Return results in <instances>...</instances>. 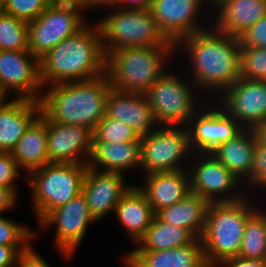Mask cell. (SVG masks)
<instances>
[{
    "instance_id": "ffe728a7",
    "label": "cell",
    "mask_w": 266,
    "mask_h": 267,
    "mask_svg": "<svg viewBox=\"0 0 266 267\" xmlns=\"http://www.w3.org/2000/svg\"><path fill=\"white\" fill-rule=\"evenodd\" d=\"M139 190L145 195L155 213L171 206L191 193L188 170L155 172L144 175Z\"/></svg>"
},
{
    "instance_id": "d6986e66",
    "label": "cell",
    "mask_w": 266,
    "mask_h": 267,
    "mask_svg": "<svg viewBox=\"0 0 266 267\" xmlns=\"http://www.w3.org/2000/svg\"><path fill=\"white\" fill-rule=\"evenodd\" d=\"M106 116L128 124L140 137L158 126L145 94L111 89L106 102Z\"/></svg>"
},
{
    "instance_id": "7dc6e473",
    "label": "cell",
    "mask_w": 266,
    "mask_h": 267,
    "mask_svg": "<svg viewBox=\"0 0 266 267\" xmlns=\"http://www.w3.org/2000/svg\"><path fill=\"white\" fill-rule=\"evenodd\" d=\"M223 0H207L208 5L210 7V13L211 11H213V9H215ZM214 7V8H213ZM212 8V9H211Z\"/></svg>"
},
{
    "instance_id": "60d3db41",
    "label": "cell",
    "mask_w": 266,
    "mask_h": 267,
    "mask_svg": "<svg viewBox=\"0 0 266 267\" xmlns=\"http://www.w3.org/2000/svg\"><path fill=\"white\" fill-rule=\"evenodd\" d=\"M28 246H4L0 245V266L13 264L17 260L18 253Z\"/></svg>"
},
{
    "instance_id": "d6a6232c",
    "label": "cell",
    "mask_w": 266,
    "mask_h": 267,
    "mask_svg": "<svg viewBox=\"0 0 266 267\" xmlns=\"http://www.w3.org/2000/svg\"><path fill=\"white\" fill-rule=\"evenodd\" d=\"M240 78L266 81V48H240Z\"/></svg>"
},
{
    "instance_id": "7bdbcfd3",
    "label": "cell",
    "mask_w": 266,
    "mask_h": 267,
    "mask_svg": "<svg viewBox=\"0 0 266 267\" xmlns=\"http://www.w3.org/2000/svg\"><path fill=\"white\" fill-rule=\"evenodd\" d=\"M151 0H116V6L124 9L145 10L149 9Z\"/></svg>"
},
{
    "instance_id": "7c38bea8",
    "label": "cell",
    "mask_w": 266,
    "mask_h": 267,
    "mask_svg": "<svg viewBox=\"0 0 266 267\" xmlns=\"http://www.w3.org/2000/svg\"><path fill=\"white\" fill-rule=\"evenodd\" d=\"M96 222L81 192L65 205L52 210L38 225L46 230L56 226L54 245L66 260L75 254L88 227Z\"/></svg>"
},
{
    "instance_id": "83f0119b",
    "label": "cell",
    "mask_w": 266,
    "mask_h": 267,
    "mask_svg": "<svg viewBox=\"0 0 266 267\" xmlns=\"http://www.w3.org/2000/svg\"><path fill=\"white\" fill-rule=\"evenodd\" d=\"M210 202L199 194L189 193L181 201L162 208L156 216L163 222L189 230L200 238L206 225Z\"/></svg>"
},
{
    "instance_id": "ba28073f",
    "label": "cell",
    "mask_w": 266,
    "mask_h": 267,
    "mask_svg": "<svg viewBox=\"0 0 266 267\" xmlns=\"http://www.w3.org/2000/svg\"><path fill=\"white\" fill-rule=\"evenodd\" d=\"M170 71L156 80L145 95L158 126L187 127L190 118L208 99L204 100L207 96L198 92L190 78L183 77L186 75L181 77L176 70Z\"/></svg>"
},
{
    "instance_id": "c3c4849f",
    "label": "cell",
    "mask_w": 266,
    "mask_h": 267,
    "mask_svg": "<svg viewBox=\"0 0 266 267\" xmlns=\"http://www.w3.org/2000/svg\"><path fill=\"white\" fill-rule=\"evenodd\" d=\"M8 100V96L0 89V106Z\"/></svg>"
},
{
    "instance_id": "cb8c5ba5",
    "label": "cell",
    "mask_w": 266,
    "mask_h": 267,
    "mask_svg": "<svg viewBox=\"0 0 266 267\" xmlns=\"http://www.w3.org/2000/svg\"><path fill=\"white\" fill-rule=\"evenodd\" d=\"M140 152V142L92 141L87 166L98 171L126 175L127 170L140 169Z\"/></svg>"
},
{
    "instance_id": "7402d4cb",
    "label": "cell",
    "mask_w": 266,
    "mask_h": 267,
    "mask_svg": "<svg viewBox=\"0 0 266 267\" xmlns=\"http://www.w3.org/2000/svg\"><path fill=\"white\" fill-rule=\"evenodd\" d=\"M125 267H208L201 239L191 245L160 251H129L122 257Z\"/></svg>"
},
{
    "instance_id": "9c48e42d",
    "label": "cell",
    "mask_w": 266,
    "mask_h": 267,
    "mask_svg": "<svg viewBox=\"0 0 266 267\" xmlns=\"http://www.w3.org/2000/svg\"><path fill=\"white\" fill-rule=\"evenodd\" d=\"M140 151L143 175L187 169L193 155L188 129L180 126H157L140 137Z\"/></svg>"
},
{
    "instance_id": "9a60e30c",
    "label": "cell",
    "mask_w": 266,
    "mask_h": 267,
    "mask_svg": "<svg viewBox=\"0 0 266 267\" xmlns=\"http://www.w3.org/2000/svg\"><path fill=\"white\" fill-rule=\"evenodd\" d=\"M207 4V0H151L149 10L164 36L176 45L182 38L210 27L206 25L209 22L200 21Z\"/></svg>"
},
{
    "instance_id": "8fae6325",
    "label": "cell",
    "mask_w": 266,
    "mask_h": 267,
    "mask_svg": "<svg viewBox=\"0 0 266 267\" xmlns=\"http://www.w3.org/2000/svg\"><path fill=\"white\" fill-rule=\"evenodd\" d=\"M187 170L191 192L210 203L234 202L247 195L241 181L211 153H193Z\"/></svg>"
},
{
    "instance_id": "ab89813d",
    "label": "cell",
    "mask_w": 266,
    "mask_h": 267,
    "mask_svg": "<svg viewBox=\"0 0 266 267\" xmlns=\"http://www.w3.org/2000/svg\"><path fill=\"white\" fill-rule=\"evenodd\" d=\"M215 267H266V260L243 259L236 256L221 261Z\"/></svg>"
},
{
    "instance_id": "f6af8a7d",
    "label": "cell",
    "mask_w": 266,
    "mask_h": 267,
    "mask_svg": "<svg viewBox=\"0 0 266 267\" xmlns=\"http://www.w3.org/2000/svg\"><path fill=\"white\" fill-rule=\"evenodd\" d=\"M257 139L266 145V121L262 122L259 126L254 129Z\"/></svg>"
},
{
    "instance_id": "2e32d148",
    "label": "cell",
    "mask_w": 266,
    "mask_h": 267,
    "mask_svg": "<svg viewBox=\"0 0 266 267\" xmlns=\"http://www.w3.org/2000/svg\"><path fill=\"white\" fill-rule=\"evenodd\" d=\"M216 102L244 129L266 121V81L240 78Z\"/></svg>"
},
{
    "instance_id": "30bf717a",
    "label": "cell",
    "mask_w": 266,
    "mask_h": 267,
    "mask_svg": "<svg viewBox=\"0 0 266 267\" xmlns=\"http://www.w3.org/2000/svg\"><path fill=\"white\" fill-rule=\"evenodd\" d=\"M85 10L76 4H51L28 23V50L39 60L87 24Z\"/></svg>"
},
{
    "instance_id": "74e56055",
    "label": "cell",
    "mask_w": 266,
    "mask_h": 267,
    "mask_svg": "<svg viewBox=\"0 0 266 267\" xmlns=\"http://www.w3.org/2000/svg\"><path fill=\"white\" fill-rule=\"evenodd\" d=\"M238 38L240 48H266V16L256 21Z\"/></svg>"
},
{
    "instance_id": "277c9868",
    "label": "cell",
    "mask_w": 266,
    "mask_h": 267,
    "mask_svg": "<svg viewBox=\"0 0 266 267\" xmlns=\"http://www.w3.org/2000/svg\"><path fill=\"white\" fill-rule=\"evenodd\" d=\"M249 195L234 202L209 204L206 225L200 237L208 267H215L227 258L238 256L247 219L260 207L255 200L252 201V194Z\"/></svg>"
},
{
    "instance_id": "836d02e7",
    "label": "cell",
    "mask_w": 266,
    "mask_h": 267,
    "mask_svg": "<svg viewBox=\"0 0 266 267\" xmlns=\"http://www.w3.org/2000/svg\"><path fill=\"white\" fill-rule=\"evenodd\" d=\"M38 234L36 230L0 215V245L29 246Z\"/></svg>"
},
{
    "instance_id": "5bb4252c",
    "label": "cell",
    "mask_w": 266,
    "mask_h": 267,
    "mask_svg": "<svg viewBox=\"0 0 266 267\" xmlns=\"http://www.w3.org/2000/svg\"><path fill=\"white\" fill-rule=\"evenodd\" d=\"M0 89L9 97L39 101V60L29 50H0ZM14 93V94H12Z\"/></svg>"
},
{
    "instance_id": "4dcf8cb0",
    "label": "cell",
    "mask_w": 266,
    "mask_h": 267,
    "mask_svg": "<svg viewBox=\"0 0 266 267\" xmlns=\"http://www.w3.org/2000/svg\"><path fill=\"white\" fill-rule=\"evenodd\" d=\"M28 23L0 12V50H28Z\"/></svg>"
},
{
    "instance_id": "ac0fdd59",
    "label": "cell",
    "mask_w": 266,
    "mask_h": 267,
    "mask_svg": "<svg viewBox=\"0 0 266 267\" xmlns=\"http://www.w3.org/2000/svg\"><path fill=\"white\" fill-rule=\"evenodd\" d=\"M125 175L103 172L87 167L82 185V194L89 211L98 222L115 211L120 199L133 185L126 184Z\"/></svg>"
},
{
    "instance_id": "7a4b0ae2",
    "label": "cell",
    "mask_w": 266,
    "mask_h": 267,
    "mask_svg": "<svg viewBox=\"0 0 266 267\" xmlns=\"http://www.w3.org/2000/svg\"><path fill=\"white\" fill-rule=\"evenodd\" d=\"M95 23L87 24L39 59L42 87L88 80L106 73L107 57L100 27Z\"/></svg>"
},
{
    "instance_id": "4316f807",
    "label": "cell",
    "mask_w": 266,
    "mask_h": 267,
    "mask_svg": "<svg viewBox=\"0 0 266 267\" xmlns=\"http://www.w3.org/2000/svg\"><path fill=\"white\" fill-rule=\"evenodd\" d=\"M114 213L135 245L156 216L145 195L135 185L120 199Z\"/></svg>"
},
{
    "instance_id": "f1b7e54d",
    "label": "cell",
    "mask_w": 266,
    "mask_h": 267,
    "mask_svg": "<svg viewBox=\"0 0 266 267\" xmlns=\"http://www.w3.org/2000/svg\"><path fill=\"white\" fill-rule=\"evenodd\" d=\"M197 238L187 229L161 221L157 216L131 251H160L191 245Z\"/></svg>"
},
{
    "instance_id": "44dd1931",
    "label": "cell",
    "mask_w": 266,
    "mask_h": 267,
    "mask_svg": "<svg viewBox=\"0 0 266 267\" xmlns=\"http://www.w3.org/2000/svg\"><path fill=\"white\" fill-rule=\"evenodd\" d=\"M40 113L39 101L22 98L5 101L0 106V152L10 153Z\"/></svg>"
},
{
    "instance_id": "ee69618b",
    "label": "cell",
    "mask_w": 266,
    "mask_h": 267,
    "mask_svg": "<svg viewBox=\"0 0 266 267\" xmlns=\"http://www.w3.org/2000/svg\"><path fill=\"white\" fill-rule=\"evenodd\" d=\"M80 6L86 11L91 7L95 8H110L116 6V0H80Z\"/></svg>"
},
{
    "instance_id": "f546056e",
    "label": "cell",
    "mask_w": 266,
    "mask_h": 267,
    "mask_svg": "<svg viewBox=\"0 0 266 267\" xmlns=\"http://www.w3.org/2000/svg\"><path fill=\"white\" fill-rule=\"evenodd\" d=\"M259 208L247 219L237 257L266 260V209Z\"/></svg>"
},
{
    "instance_id": "603a6c76",
    "label": "cell",
    "mask_w": 266,
    "mask_h": 267,
    "mask_svg": "<svg viewBox=\"0 0 266 267\" xmlns=\"http://www.w3.org/2000/svg\"><path fill=\"white\" fill-rule=\"evenodd\" d=\"M212 13V25L217 30L239 37L266 16V0H223Z\"/></svg>"
},
{
    "instance_id": "8992f818",
    "label": "cell",
    "mask_w": 266,
    "mask_h": 267,
    "mask_svg": "<svg viewBox=\"0 0 266 267\" xmlns=\"http://www.w3.org/2000/svg\"><path fill=\"white\" fill-rule=\"evenodd\" d=\"M87 164L48 163L25 175L31 206L40 223L52 210L82 192Z\"/></svg>"
},
{
    "instance_id": "681fc988",
    "label": "cell",
    "mask_w": 266,
    "mask_h": 267,
    "mask_svg": "<svg viewBox=\"0 0 266 267\" xmlns=\"http://www.w3.org/2000/svg\"><path fill=\"white\" fill-rule=\"evenodd\" d=\"M0 267H18L17 266V260L13 264H8V265H5V266H0Z\"/></svg>"
},
{
    "instance_id": "d4e9b609",
    "label": "cell",
    "mask_w": 266,
    "mask_h": 267,
    "mask_svg": "<svg viewBox=\"0 0 266 267\" xmlns=\"http://www.w3.org/2000/svg\"><path fill=\"white\" fill-rule=\"evenodd\" d=\"M256 140L254 129H243L211 154L244 184L251 177Z\"/></svg>"
},
{
    "instance_id": "e0dca14e",
    "label": "cell",
    "mask_w": 266,
    "mask_h": 267,
    "mask_svg": "<svg viewBox=\"0 0 266 267\" xmlns=\"http://www.w3.org/2000/svg\"><path fill=\"white\" fill-rule=\"evenodd\" d=\"M92 140L93 131L89 128L53 122L47 118L49 163L87 164Z\"/></svg>"
},
{
    "instance_id": "52a82bcc",
    "label": "cell",
    "mask_w": 266,
    "mask_h": 267,
    "mask_svg": "<svg viewBox=\"0 0 266 267\" xmlns=\"http://www.w3.org/2000/svg\"><path fill=\"white\" fill-rule=\"evenodd\" d=\"M109 9V14L96 21L106 56L122 48L175 45L161 32L149 9L133 10L119 6Z\"/></svg>"
},
{
    "instance_id": "b9f144b4",
    "label": "cell",
    "mask_w": 266,
    "mask_h": 267,
    "mask_svg": "<svg viewBox=\"0 0 266 267\" xmlns=\"http://www.w3.org/2000/svg\"><path fill=\"white\" fill-rule=\"evenodd\" d=\"M17 197L11 189L0 187V215L16 207Z\"/></svg>"
},
{
    "instance_id": "e575fe53",
    "label": "cell",
    "mask_w": 266,
    "mask_h": 267,
    "mask_svg": "<svg viewBox=\"0 0 266 267\" xmlns=\"http://www.w3.org/2000/svg\"><path fill=\"white\" fill-rule=\"evenodd\" d=\"M51 4L50 0H1V9L2 12L29 23Z\"/></svg>"
},
{
    "instance_id": "6da1fadb",
    "label": "cell",
    "mask_w": 266,
    "mask_h": 267,
    "mask_svg": "<svg viewBox=\"0 0 266 267\" xmlns=\"http://www.w3.org/2000/svg\"><path fill=\"white\" fill-rule=\"evenodd\" d=\"M175 48L176 54L182 49L186 53L183 54L187 56L185 61L189 60L186 67L190 66L187 70H191L187 74L188 78L200 93L209 94L208 100L218 99L240 79L239 38L217 30L212 24L210 28L182 38ZM212 95L217 96L213 98Z\"/></svg>"
},
{
    "instance_id": "f35d334b",
    "label": "cell",
    "mask_w": 266,
    "mask_h": 267,
    "mask_svg": "<svg viewBox=\"0 0 266 267\" xmlns=\"http://www.w3.org/2000/svg\"><path fill=\"white\" fill-rule=\"evenodd\" d=\"M18 267H51L49 263L41 257L36 249L30 244L25 250L20 251L17 256Z\"/></svg>"
},
{
    "instance_id": "4fadbf2b",
    "label": "cell",
    "mask_w": 266,
    "mask_h": 267,
    "mask_svg": "<svg viewBox=\"0 0 266 267\" xmlns=\"http://www.w3.org/2000/svg\"><path fill=\"white\" fill-rule=\"evenodd\" d=\"M187 129L192 152L211 153L244 128L216 100H208L190 118Z\"/></svg>"
},
{
    "instance_id": "3957f363",
    "label": "cell",
    "mask_w": 266,
    "mask_h": 267,
    "mask_svg": "<svg viewBox=\"0 0 266 267\" xmlns=\"http://www.w3.org/2000/svg\"><path fill=\"white\" fill-rule=\"evenodd\" d=\"M111 89L107 73L88 80L43 87L39 100L41 112L53 122L83 126L94 131L106 115Z\"/></svg>"
},
{
    "instance_id": "5b68a950",
    "label": "cell",
    "mask_w": 266,
    "mask_h": 267,
    "mask_svg": "<svg viewBox=\"0 0 266 267\" xmlns=\"http://www.w3.org/2000/svg\"><path fill=\"white\" fill-rule=\"evenodd\" d=\"M175 52V45L122 48L111 51L106 56V73L112 89L145 94L167 71L165 67L168 61L171 62V57L175 59L174 56H177Z\"/></svg>"
},
{
    "instance_id": "d590c367",
    "label": "cell",
    "mask_w": 266,
    "mask_h": 267,
    "mask_svg": "<svg viewBox=\"0 0 266 267\" xmlns=\"http://www.w3.org/2000/svg\"><path fill=\"white\" fill-rule=\"evenodd\" d=\"M244 186L248 187L246 194L250 192L249 189L251 187L254 190L251 193H254L256 190L264 192L263 190L266 189V145L262 144L258 139L254 149L251 177L243 184Z\"/></svg>"
},
{
    "instance_id": "484cf974",
    "label": "cell",
    "mask_w": 266,
    "mask_h": 267,
    "mask_svg": "<svg viewBox=\"0 0 266 267\" xmlns=\"http://www.w3.org/2000/svg\"><path fill=\"white\" fill-rule=\"evenodd\" d=\"M20 169L29 172L49 163L47 155V117L40 115L26 129L10 152Z\"/></svg>"
},
{
    "instance_id": "bcb514c9",
    "label": "cell",
    "mask_w": 266,
    "mask_h": 267,
    "mask_svg": "<svg viewBox=\"0 0 266 267\" xmlns=\"http://www.w3.org/2000/svg\"><path fill=\"white\" fill-rule=\"evenodd\" d=\"M52 4H76L80 6V0H50Z\"/></svg>"
},
{
    "instance_id": "8d00e7d4",
    "label": "cell",
    "mask_w": 266,
    "mask_h": 267,
    "mask_svg": "<svg viewBox=\"0 0 266 267\" xmlns=\"http://www.w3.org/2000/svg\"><path fill=\"white\" fill-rule=\"evenodd\" d=\"M19 173L20 168L11 153L0 152V187L9 188L18 196L16 179Z\"/></svg>"
},
{
    "instance_id": "1f68e13d",
    "label": "cell",
    "mask_w": 266,
    "mask_h": 267,
    "mask_svg": "<svg viewBox=\"0 0 266 267\" xmlns=\"http://www.w3.org/2000/svg\"><path fill=\"white\" fill-rule=\"evenodd\" d=\"M92 141L111 143L140 142V135L123 121H118L105 115L93 131Z\"/></svg>"
}]
</instances>
